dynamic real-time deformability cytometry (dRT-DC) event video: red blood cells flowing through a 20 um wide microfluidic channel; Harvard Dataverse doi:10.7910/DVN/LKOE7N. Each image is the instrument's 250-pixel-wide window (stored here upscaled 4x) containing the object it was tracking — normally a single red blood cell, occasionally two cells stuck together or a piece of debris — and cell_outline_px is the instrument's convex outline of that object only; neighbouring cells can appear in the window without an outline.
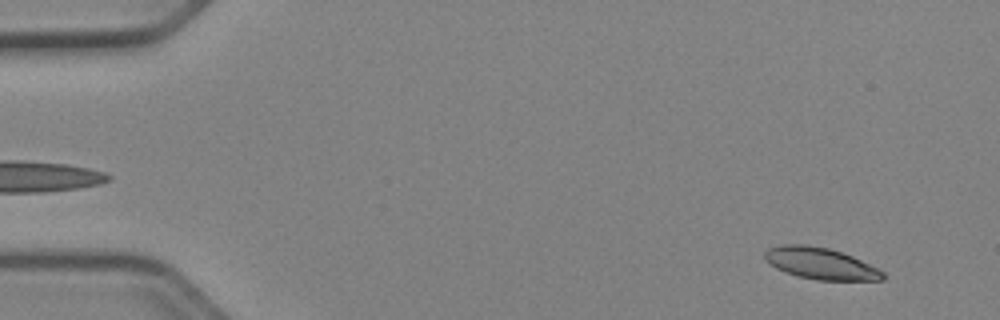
{"species": "Egyptian fruit bat (a non-hibernating species)", "species_latin": "Rousettus aegyptiacus", "temperature_condition": "cold", "stored_images_in_passage": 52, "camera_frame_rate_fps": 3000, "um_per_image_px": 0.085, "animal": {"sex": "female"}, "frame": {"image": 1, "passage_image": 4, "time_ms": 1.0, "image_size_px": [1000, 320], "cell_outline_px": [[884, 280], [816, 280], [784, 272], [768, 264], [764, 260], [764, 252], [768, 248], [780, 244], [804, 244], [828, 248], [852, 256], [884, 272]], "centroid_in_image_um": [69.68, 22.39], "position_along_channel_um": 15.3, "area_um2": 21.68}}
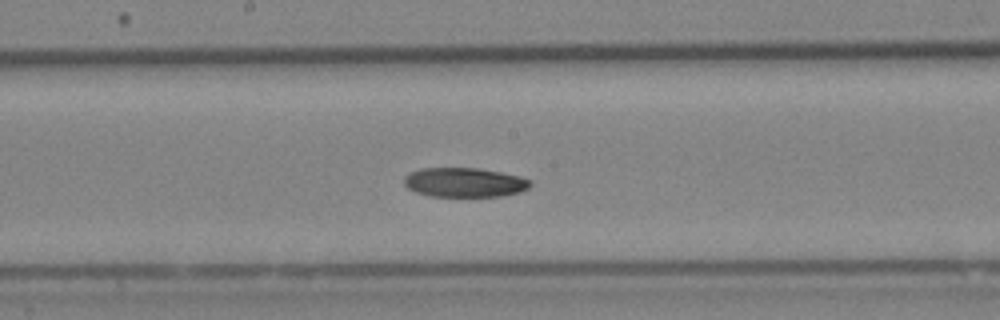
{"frame": {"image": 2, "passage_image": 28, "time_ms": 9.0, "image_size_px": [1000, 320], "cell_outline_px": [[532, 184], [528, 188], [520, 192], [500, 196], [432, 196], [416, 192], [408, 188], [404, 184], [404, 176], [420, 168], [480, 168], [520, 176], [532, 180]], "centroid_in_image_um": [39.5, 15.5], "position_along_channel_um": 208.7, "area_um2": 21.62}}
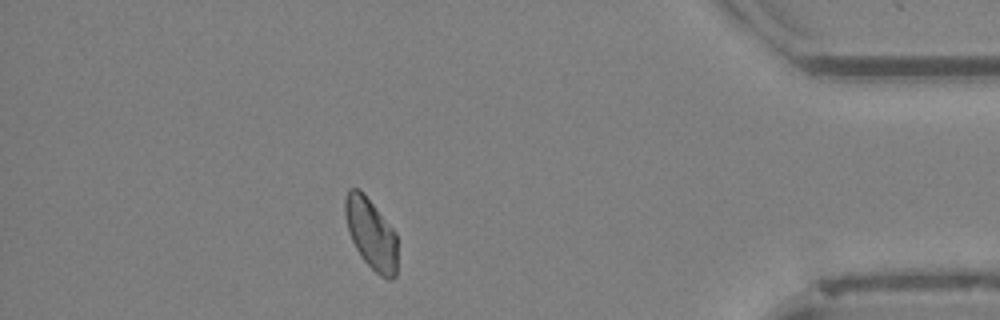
{"frame": {"image": 3, "passage_image": 46, "time_ms": 15.0, "image_size_px": [1000, 320], "cell_outline_px": [[396, 276], [392, 280], [388, 280], [380, 276], [364, 260], [356, 248], [352, 240], [348, 228], [344, 212], [344, 200], [348, 188], [360, 188], [396, 232]], "centroid_in_image_um": [31.54, 19.84], "position_along_channel_um": 403.7, "area_um2": 21.5}, "authors_computed_cell_mechanics": {"area_um2": 22.3108, "velocity_mm_per_s": 3.9218, "shape_relaxation_time_tau1_ms": 7.8016, "shape_relaxation_time_tau2_ms": null, "deformation_change_tau1": 0.1408, "deformation_change_tau2": null}}